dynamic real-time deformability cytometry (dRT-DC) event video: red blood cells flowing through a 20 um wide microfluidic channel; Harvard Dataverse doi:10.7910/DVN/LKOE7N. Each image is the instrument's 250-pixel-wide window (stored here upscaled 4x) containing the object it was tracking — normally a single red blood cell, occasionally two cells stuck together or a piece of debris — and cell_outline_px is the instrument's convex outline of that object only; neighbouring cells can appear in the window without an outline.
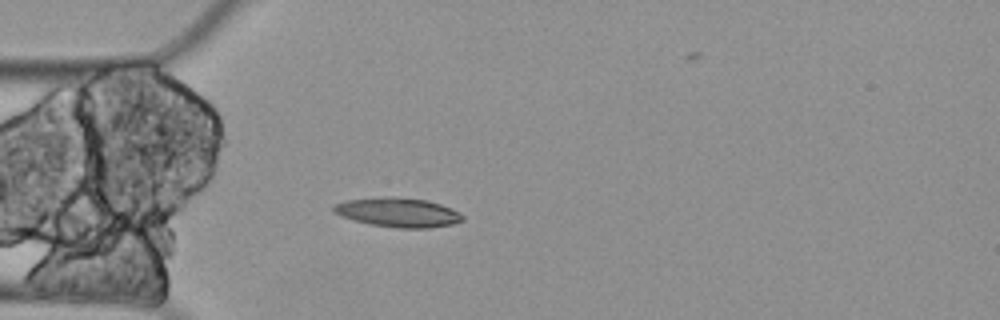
{"species": "Egyptian fruit bat (a non-hibernating species)", "species_latin": "Rousettus aegyptiacus", "temperature_condition": "cold", "stored_images_in_passage": 4, "camera_frame_rate_fps": 3000, "um_per_image_px": 0.085, "animal": {"sex": "female"}, "frame": {"image": 1, "passage_image": 4, "time_ms": 1.0, "image_size_px": [1000, 320], "cell_outline_px": [[464, 220], [452, 224], [428, 228], [400, 228], [372, 224], [340, 216], [332, 212], [332, 204], [348, 200], [388, 196], [392, 196], [424, 200], [440, 204], [452, 208], [460, 212], [464, 216]], "centroid_in_image_um": [33.83, 18.05], "position_along_channel_um": 51.2, "area_um2": 21.96}}